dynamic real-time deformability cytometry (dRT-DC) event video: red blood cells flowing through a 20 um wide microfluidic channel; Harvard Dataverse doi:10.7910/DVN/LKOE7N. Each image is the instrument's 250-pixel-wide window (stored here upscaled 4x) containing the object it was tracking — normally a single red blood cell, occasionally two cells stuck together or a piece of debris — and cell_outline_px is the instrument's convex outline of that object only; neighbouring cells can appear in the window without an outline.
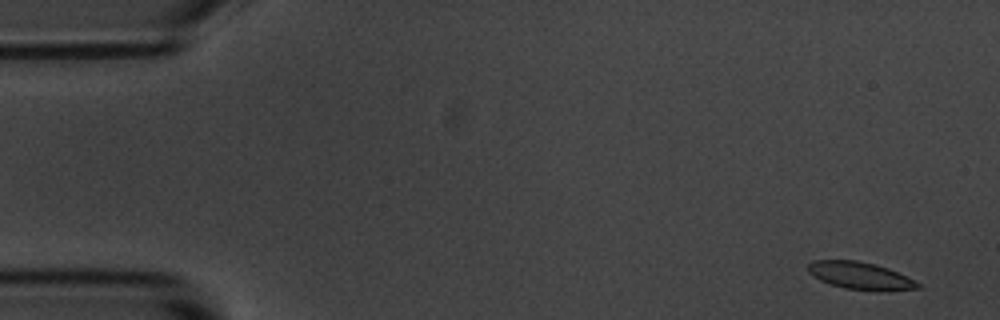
{"species": "common noctule bat (a hibernating species)", "species_latin": "Nyctalus noctula", "temperature_condition": "room temperature", "stored_images_in_passage": 5, "camera_frame_rate_fps": 3000, "um_per_image_px": 0.085, "animal": {"sex": "male", "body_mass_g": 20.1, "forearm_length_mm": 53.5}, "frame": {"image": 1, "passage_image": 1, "time_ms": 0.0, "image_size_px": [1000, 320], "cell_outline_px": [[920, 288], [844, 288], [828, 284], [812, 276], [808, 272], [808, 264], [812, 260], [856, 260], [876, 264], [888, 268], [916, 280], [920, 284]], "centroid_in_image_um": [73.01, 23.37], "position_along_channel_um": 12.0, "area_um2": 16.76}}
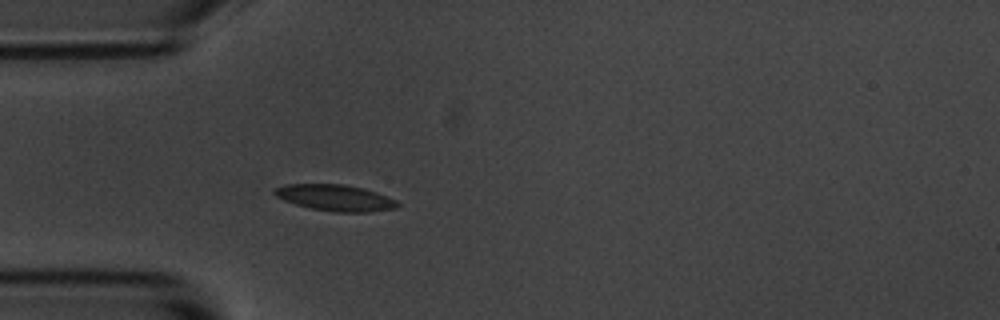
{"frame": {"image": 2, "passage_image": 5, "time_ms": 4.333, "image_size_px": [1000, 320], "cell_outline_px": [[400, 204], [396, 208], [368, 212], [336, 212], [312, 208], [296, 204], [284, 200], [276, 196], [272, 192], [276, 188], [284, 184], [344, 184], [364, 188], [376, 192], [396, 200]], "centroid_in_image_um": [28.5, 16.8], "position_along_channel_um": 56.5, "area_um2": 18.73}}